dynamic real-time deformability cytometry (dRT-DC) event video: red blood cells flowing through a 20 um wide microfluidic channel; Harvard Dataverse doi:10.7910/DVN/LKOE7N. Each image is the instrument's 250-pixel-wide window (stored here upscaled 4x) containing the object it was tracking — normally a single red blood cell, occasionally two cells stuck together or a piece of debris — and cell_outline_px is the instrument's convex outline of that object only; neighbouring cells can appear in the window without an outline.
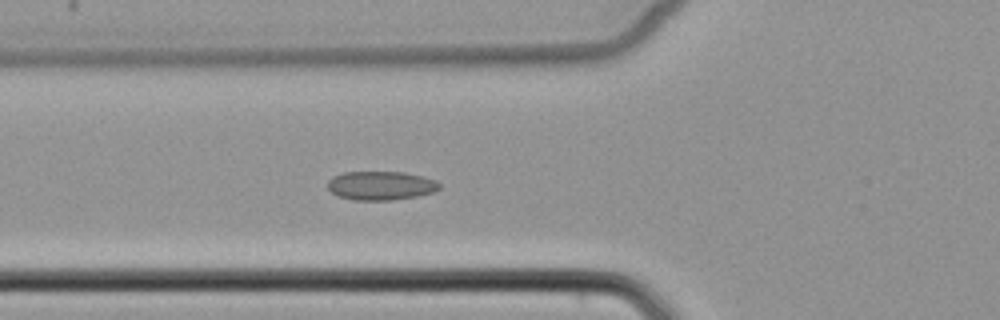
{"species": "common noctule bat (a hibernating species)", "species_latin": "Nyctalus noctula", "temperature_condition": "cold", "stored_images_in_passage": 5, "camera_frame_rate_fps": 3000, "um_per_image_px": 0.085, "animal": {"sex": "female", "body_mass_g": 22.7, "forearm_length_mm": 54.2}, "frame": {"image": 1, "passage_image": 5, "time_ms": 4.667, "image_size_px": [1000, 320], "cell_outline_px": [[440, 188], [432, 192], [416, 196], [392, 200], [352, 200], [340, 196], [332, 192], [328, 188], [328, 180], [332, 176], [344, 172], [404, 172], [424, 176], [436, 180], [440, 184]], "centroid_in_image_um": [32.37, 15.77], "position_along_channel_um": 93.4, "area_um2": 18.79}}